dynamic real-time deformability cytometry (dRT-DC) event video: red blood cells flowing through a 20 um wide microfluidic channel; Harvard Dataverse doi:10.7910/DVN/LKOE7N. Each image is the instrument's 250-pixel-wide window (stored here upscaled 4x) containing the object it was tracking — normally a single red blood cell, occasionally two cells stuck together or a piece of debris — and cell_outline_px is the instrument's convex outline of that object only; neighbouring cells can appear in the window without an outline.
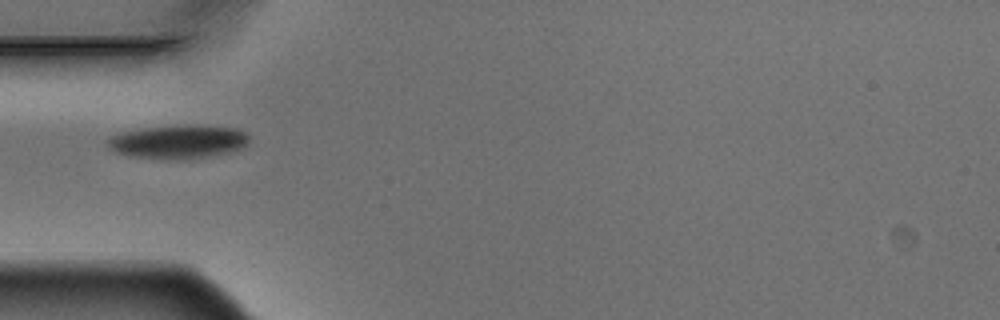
{"species": "Egyptian fruit bat (a non-hibernating species)", "species_latin": "Rousettus aegyptiacus", "temperature_condition": "warm", "stored_images_in_passage": 4, "camera_frame_rate_fps": 3000, "um_per_image_px": 0.085, "animal": {"sex": "male"}, "frame": {"image": 1, "passage_image": 1, "time_ms": 0.0, "image_size_px": [1000, 320], "cell_outline_px": [[248, 144], [240, 148], [228, 152], [208, 156], [184, 160], [168, 160], [132, 156], [116, 152], [108, 144], [108, 140], [112, 136], [124, 132], [144, 128], [184, 124], [208, 124], [236, 128], [244, 132], [248, 136]], "centroid_in_image_um": [15.21, 12.03], "position_along_channel_um": 69.8, "area_um2": 27.86}}
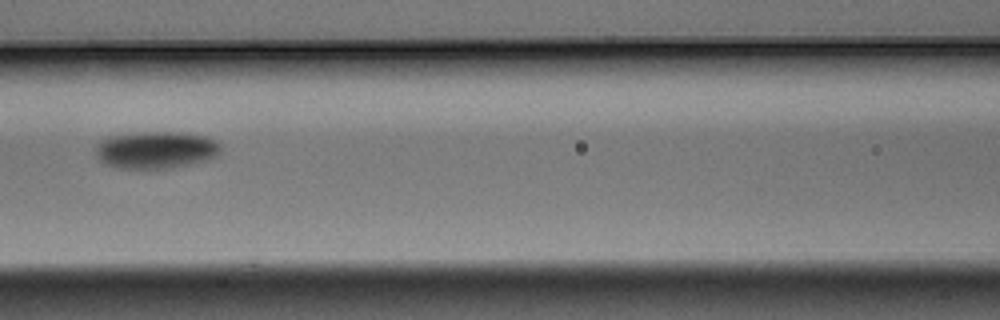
{"frame": {"image": 2, "passage_image": 3, "time_ms": 0.667, "image_size_px": [1000, 320], "cell_outline_px": [[220, 152], [216, 156], [208, 160], [192, 164], [168, 168], [116, 168], [104, 164], [96, 156], [96, 148], [100, 140], [108, 136], [144, 132], [184, 132], [204, 136], [220, 144]], "centroid_in_image_um": [13.24, 12.74], "position_along_channel_um": 153.4, "area_um2": 27.17}}
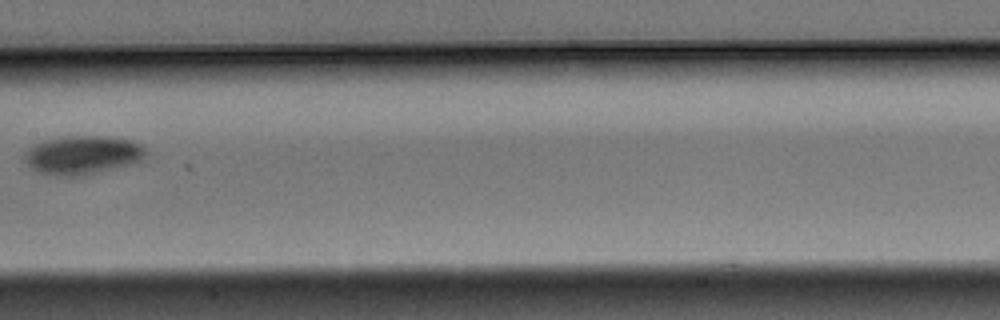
{"frame": {"image": 3, "passage_image": 4, "time_ms": 1.0, "image_size_px": [1000, 320], "cell_outline_px": [[148, 152], [140, 160], [132, 164], [96, 172], [76, 176], [56, 176], [40, 172], [32, 168], [28, 164], [24, 156], [28, 148], [32, 144], [40, 140], [60, 136], [108, 136], [132, 140], [140, 144]], "centroid_in_image_um": [7.0, 13.15], "position_along_channel_um": 200.4, "area_um2": 27.4}}